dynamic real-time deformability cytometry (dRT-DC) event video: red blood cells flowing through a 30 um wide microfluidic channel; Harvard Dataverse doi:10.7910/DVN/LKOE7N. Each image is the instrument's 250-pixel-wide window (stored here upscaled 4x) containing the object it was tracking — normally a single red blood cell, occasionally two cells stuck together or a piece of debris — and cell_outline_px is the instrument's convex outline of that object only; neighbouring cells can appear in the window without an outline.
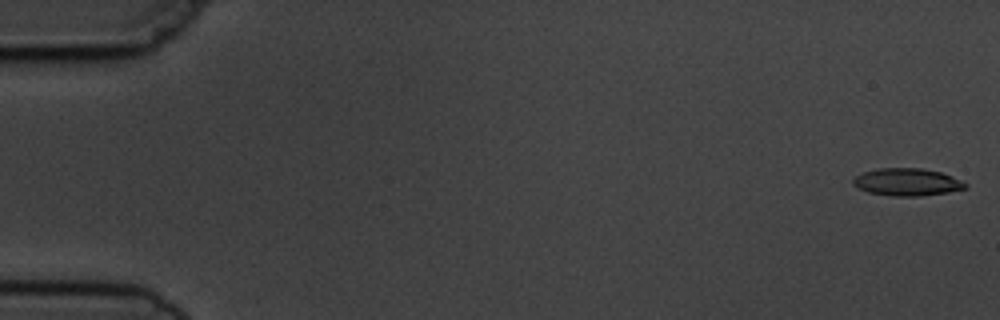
{"species": "common noctule bat (a hibernating species)", "species_latin": "Nyctalus noctula", "temperature_condition": "cold", "stored_images_in_passage": 6, "camera_frame_rate_fps": 3000, "um_per_image_px": 0.085, "animal": {"sex": "male", "body_mass_g": 19.5, "forearm_length_mm": 54.6}, "frame": {"image": 1, "passage_image": 1, "time_ms": 0.0, "image_size_px": [1000, 320], "cell_outline_px": [[968, 188], [948, 192], [920, 196], [892, 196], [868, 192], [856, 188], [852, 184], [852, 180], [856, 176], [864, 172], [880, 168], [920, 168], [940, 172], [960, 180], [968, 184]], "centroid_in_image_um": [77.08, 15.48], "position_along_channel_um": 7.9, "area_um2": 17.92}}
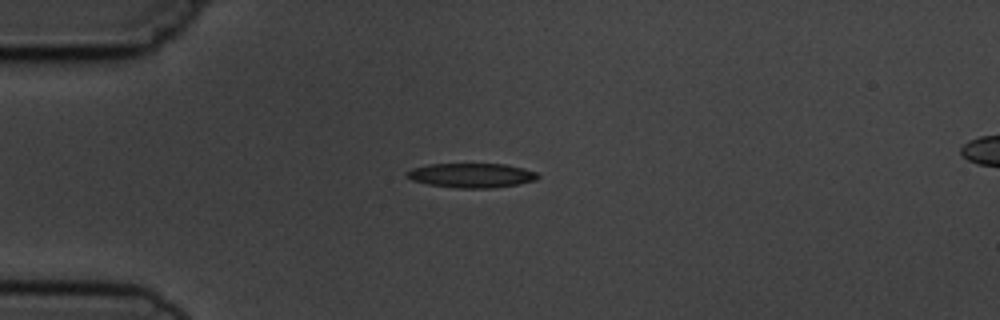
{"frame": {"image": 2, "passage_image": 4, "time_ms": 4.333, "image_size_px": [1000, 320], "cell_outline_px": [[540, 176], [536, 180], [516, 184], [492, 188], [456, 188], [428, 184], [412, 180], [408, 176], [408, 172], [412, 168], [428, 164], [504, 164], [524, 168], [536, 172]], "centroid_in_image_um": [40.1, 14.9], "position_along_channel_um": 44.9, "area_um2": 18.5}}
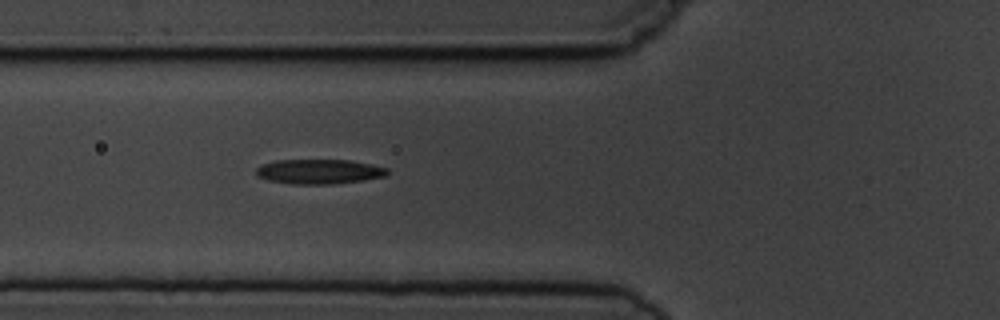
{"frame": {"image": 3, "passage_image": 6, "time_ms": 6.333, "image_size_px": [1000, 320], "cell_outline_px": [[388, 172], [384, 176], [364, 180], [332, 184], [292, 184], [268, 180], [256, 176], [256, 168], [264, 164], [276, 160], [348, 160], [372, 164], [388, 168]], "centroid_in_image_um": [27.12, 14.58], "position_along_channel_um": 98.7, "area_um2": 18.84}}